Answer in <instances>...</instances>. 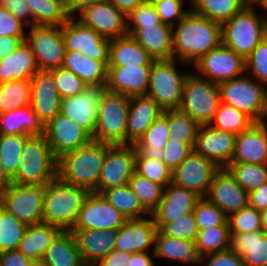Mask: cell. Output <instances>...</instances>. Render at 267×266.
Listing matches in <instances>:
<instances>
[{
	"instance_id": "obj_1",
	"label": "cell",
	"mask_w": 267,
	"mask_h": 266,
	"mask_svg": "<svg viewBox=\"0 0 267 266\" xmlns=\"http://www.w3.org/2000/svg\"><path fill=\"white\" fill-rule=\"evenodd\" d=\"M175 26L173 58L188 65H194L222 43L221 25L191 9Z\"/></svg>"
},
{
	"instance_id": "obj_2",
	"label": "cell",
	"mask_w": 267,
	"mask_h": 266,
	"mask_svg": "<svg viewBox=\"0 0 267 266\" xmlns=\"http://www.w3.org/2000/svg\"><path fill=\"white\" fill-rule=\"evenodd\" d=\"M110 144L91 140L77 150L57 158V177L98 193L99 175Z\"/></svg>"
},
{
	"instance_id": "obj_3",
	"label": "cell",
	"mask_w": 267,
	"mask_h": 266,
	"mask_svg": "<svg viewBox=\"0 0 267 266\" xmlns=\"http://www.w3.org/2000/svg\"><path fill=\"white\" fill-rule=\"evenodd\" d=\"M89 194L88 189L63 182L56 177L46 185L42 222L70 231Z\"/></svg>"
},
{
	"instance_id": "obj_4",
	"label": "cell",
	"mask_w": 267,
	"mask_h": 266,
	"mask_svg": "<svg viewBox=\"0 0 267 266\" xmlns=\"http://www.w3.org/2000/svg\"><path fill=\"white\" fill-rule=\"evenodd\" d=\"M57 177V158L54 156L44 134L30 136L23 147L13 183L44 185Z\"/></svg>"
},
{
	"instance_id": "obj_5",
	"label": "cell",
	"mask_w": 267,
	"mask_h": 266,
	"mask_svg": "<svg viewBox=\"0 0 267 266\" xmlns=\"http://www.w3.org/2000/svg\"><path fill=\"white\" fill-rule=\"evenodd\" d=\"M222 43L246 59L266 37L265 15L255 7H243L221 25Z\"/></svg>"
},
{
	"instance_id": "obj_6",
	"label": "cell",
	"mask_w": 267,
	"mask_h": 266,
	"mask_svg": "<svg viewBox=\"0 0 267 266\" xmlns=\"http://www.w3.org/2000/svg\"><path fill=\"white\" fill-rule=\"evenodd\" d=\"M221 102L244 112L254 122L267 119V87L255 78L243 74L219 84Z\"/></svg>"
},
{
	"instance_id": "obj_7",
	"label": "cell",
	"mask_w": 267,
	"mask_h": 266,
	"mask_svg": "<svg viewBox=\"0 0 267 266\" xmlns=\"http://www.w3.org/2000/svg\"><path fill=\"white\" fill-rule=\"evenodd\" d=\"M131 97L105 91L98 111L92 140L126 145V128Z\"/></svg>"
},
{
	"instance_id": "obj_8",
	"label": "cell",
	"mask_w": 267,
	"mask_h": 266,
	"mask_svg": "<svg viewBox=\"0 0 267 266\" xmlns=\"http://www.w3.org/2000/svg\"><path fill=\"white\" fill-rule=\"evenodd\" d=\"M221 103L219 84L189 73L183 85L179 109L199 125L209 124Z\"/></svg>"
},
{
	"instance_id": "obj_9",
	"label": "cell",
	"mask_w": 267,
	"mask_h": 266,
	"mask_svg": "<svg viewBox=\"0 0 267 266\" xmlns=\"http://www.w3.org/2000/svg\"><path fill=\"white\" fill-rule=\"evenodd\" d=\"M176 62L190 66L173 58L154 60L150 70L147 96L151 97L163 110L179 109L184 81L190 73L179 72Z\"/></svg>"
},
{
	"instance_id": "obj_10",
	"label": "cell",
	"mask_w": 267,
	"mask_h": 266,
	"mask_svg": "<svg viewBox=\"0 0 267 266\" xmlns=\"http://www.w3.org/2000/svg\"><path fill=\"white\" fill-rule=\"evenodd\" d=\"M46 186L12 183L1 190L2 208L30 226L42 222Z\"/></svg>"
},
{
	"instance_id": "obj_11",
	"label": "cell",
	"mask_w": 267,
	"mask_h": 266,
	"mask_svg": "<svg viewBox=\"0 0 267 266\" xmlns=\"http://www.w3.org/2000/svg\"><path fill=\"white\" fill-rule=\"evenodd\" d=\"M25 41L35 56L39 70H52L62 67L65 56V43L61 26L29 27Z\"/></svg>"
},
{
	"instance_id": "obj_12",
	"label": "cell",
	"mask_w": 267,
	"mask_h": 266,
	"mask_svg": "<svg viewBox=\"0 0 267 266\" xmlns=\"http://www.w3.org/2000/svg\"><path fill=\"white\" fill-rule=\"evenodd\" d=\"M197 76L220 84L245 73V59L231 48L220 43L202 56L195 64Z\"/></svg>"
},
{
	"instance_id": "obj_13",
	"label": "cell",
	"mask_w": 267,
	"mask_h": 266,
	"mask_svg": "<svg viewBox=\"0 0 267 266\" xmlns=\"http://www.w3.org/2000/svg\"><path fill=\"white\" fill-rule=\"evenodd\" d=\"M65 51H79L90 59L109 64L110 40L85 26L75 16L61 26Z\"/></svg>"
},
{
	"instance_id": "obj_14",
	"label": "cell",
	"mask_w": 267,
	"mask_h": 266,
	"mask_svg": "<svg viewBox=\"0 0 267 266\" xmlns=\"http://www.w3.org/2000/svg\"><path fill=\"white\" fill-rule=\"evenodd\" d=\"M128 218L112 206L101 193L90 192L71 230H117Z\"/></svg>"
},
{
	"instance_id": "obj_15",
	"label": "cell",
	"mask_w": 267,
	"mask_h": 266,
	"mask_svg": "<svg viewBox=\"0 0 267 266\" xmlns=\"http://www.w3.org/2000/svg\"><path fill=\"white\" fill-rule=\"evenodd\" d=\"M135 157L133 144L110 145L100 171L98 193L127 184L135 171Z\"/></svg>"
},
{
	"instance_id": "obj_16",
	"label": "cell",
	"mask_w": 267,
	"mask_h": 266,
	"mask_svg": "<svg viewBox=\"0 0 267 266\" xmlns=\"http://www.w3.org/2000/svg\"><path fill=\"white\" fill-rule=\"evenodd\" d=\"M105 91L106 86H87L81 94L62 98L60 113L93 136Z\"/></svg>"
},
{
	"instance_id": "obj_17",
	"label": "cell",
	"mask_w": 267,
	"mask_h": 266,
	"mask_svg": "<svg viewBox=\"0 0 267 266\" xmlns=\"http://www.w3.org/2000/svg\"><path fill=\"white\" fill-rule=\"evenodd\" d=\"M220 168L194 150L172 171V183L190 189L201 197H205Z\"/></svg>"
},
{
	"instance_id": "obj_18",
	"label": "cell",
	"mask_w": 267,
	"mask_h": 266,
	"mask_svg": "<svg viewBox=\"0 0 267 266\" xmlns=\"http://www.w3.org/2000/svg\"><path fill=\"white\" fill-rule=\"evenodd\" d=\"M78 14L75 18L109 40L128 34L127 16L108 0L85 7Z\"/></svg>"
},
{
	"instance_id": "obj_19",
	"label": "cell",
	"mask_w": 267,
	"mask_h": 266,
	"mask_svg": "<svg viewBox=\"0 0 267 266\" xmlns=\"http://www.w3.org/2000/svg\"><path fill=\"white\" fill-rule=\"evenodd\" d=\"M44 135L56 158L77 150L92 140V136L78 123H74L61 113L44 126Z\"/></svg>"
},
{
	"instance_id": "obj_20",
	"label": "cell",
	"mask_w": 267,
	"mask_h": 266,
	"mask_svg": "<svg viewBox=\"0 0 267 266\" xmlns=\"http://www.w3.org/2000/svg\"><path fill=\"white\" fill-rule=\"evenodd\" d=\"M236 137L234 133L215 129L209 124L200 125L193 150L219 168H226L235 152Z\"/></svg>"
},
{
	"instance_id": "obj_21",
	"label": "cell",
	"mask_w": 267,
	"mask_h": 266,
	"mask_svg": "<svg viewBox=\"0 0 267 266\" xmlns=\"http://www.w3.org/2000/svg\"><path fill=\"white\" fill-rule=\"evenodd\" d=\"M205 197L227 216L249 205L248 192L227 168H220L215 173Z\"/></svg>"
},
{
	"instance_id": "obj_22",
	"label": "cell",
	"mask_w": 267,
	"mask_h": 266,
	"mask_svg": "<svg viewBox=\"0 0 267 266\" xmlns=\"http://www.w3.org/2000/svg\"><path fill=\"white\" fill-rule=\"evenodd\" d=\"M30 82V106L45 126L60 113L62 97L57 90L52 73L48 70H38Z\"/></svg>"
},
{
	"instance_id": "obj_23",
	"label": "cell",
	"mask_w": 267,
	"mask_h": 266,
	"mask_svg": "<svg viewBox=\"0 0 267 266\" xmlns=\"http://www.w3.org/2000/svg\"><path fill=\"white\" fill-rule=\"evenodd\" d=\"M157 230L152 215L141 219H128L117 229L115 249L133 254L148 252L152 247L154 253Z\"/></svg>"
},
{
	"instance_id": "obj_24",
	"label": "cell",
	"mask_w": 267,
	"mask_h": 266,
	"mask_svg": "<svg viewBox=\"0 0 267 266\" xmlns=\"http://www.w3.org/2000/svg\"><path fill=\"white\" fill-rule=\"evenodd\" d=\"M152 66H108L106 90L126 96L147 95Z\"/></svg>"
},
{
	"instance_id": "obj_25",
	"label": "cell",
	"mask_w": 267,
	"mask_h": 266,
	"mask_svg": "<svg viewBox=\"0 0 267 266\" xmlns=\"http://www.w3.org/2000/svg\"><path fill=\"white\" fill-rule=\"evenodd\" d=\"M200 198L201 196L194 191L171 182L164 188L163 197L151 214L154 222L169 223L185 214L193 213Z\"/></svg>"
},
{
	"instance_id": "obj_26",
	"label": "cell",
	"mask_w": 267,
	"mask_h": 266,
	"mask_svg": "<svg viewBox=\"0 0 267 266\" xmlns=\"http://www.w3.org/2000/svg\"><path fill=\"white\" fill-rule=\"evenodd\" d=\"M231 163L267 164V122H254L236 137Z\"/></svg>"
},
{
	"instance_id": "obj_27",
	"label": "cell",
	"mask_w": 267,
	"mask_h": 266,
	"mask_svg": "<svg viewBox=\"0 0 267 266\" xmlns=\"http://www.w3.org/2000/svg\"><path fill=\"white\" fill-rule=\"evenodd\" d=\"M127 32L147 51L153 60L173 59L172 27L159 23L142 28H127Z\"/></svg>"
},
{
	"instance_id": "obj_28",
	"label": "cell",
	"mask_w": 267,
	"mask_h": 266,
	"mask_svg": "<svg viewBox=\"0 0 267 266\" xmlns=\"http://www.w3.org/2000/svg\"><path fill=\"white\" fill-rule=\"evenodd\" d=\"M74 233L83 262L94 266L107 256L116 245L117 230H70Z\"/></svg>"
},
{
	"instance_id": "obj_29",
	"label": "cell",
	"mask_w": 267,
	"mask_h": 266,
	"mask_svg": "<svg viewBox=\"0 0 267 266\" xmlns=\"http://www.w3.org/2000/svg\"><path fill=\"white\" fill-rule=\"evenodd\" d=\"M163 111L147 95L132 96L127 119L126 145H134Z\"/></svg>"
},
{
	"instance_id": "obj_30",
	"label": "cell",
	"mask_w": 267,
	"mask_h": 266,
	"mask_svg": "<svg viewBox=\"0 0 267 266\" xmlns=\"http://www.w3.org/2000/svg\"><path fill=\"white\" fill-rule=\"evenodd\" d=\"M38 70L35 56L24 41L15 51L0 60V83L31 80Z\"/></svg>"
},
{
	"instance_id": "obj_31",
	"label": "cell",
	"mask_w": 267,
	"mask_h": 266,
	"mask_svg": "<svg viewBox=\"0 0 267 266\" xmlns=\"http://www.w3.org/2000/svg\"><path fill=\"white\" fill-rule=\"evenodd\" d=\"M62 67L71 70L87 86H106L108 65L104 61L90 59L79 51H65Z\"/></svg>"
},
{
	"instance_id": "obj_32",
	"label": "cell",
	"mask_w": 267,
	"mask_h": 266,
	"mask_svg": "<svg viewBox=\"0 0 267 266\" xmlns=\"http://www.w3.org/2000/svg\"><path fill=\"white\" fill-rule=\"evenodd\" d=\"M230 248L245 266H267V234L263 230L231 234Z\"/></svg>"
},
{
	"instance_id": "obj_33",
	"label": "cell",
	"mask_w": 267,
	"mask_h": 266,
	"mask_svg": "<svg viewBox=\"0 0 267 266\" xmlns=\"http://www.w3.org/2000/svg\"><path fill=\"white\" fill-rule=\"evenodd\" d=\"M152 57L129 34L110 40L108 66H152Z\"/></svg>"
},
{
	"instance_id": "obj_34",
	"label": "cell",
	"mask_w": 267,
	"mask_h": 266,
	"mask_svg": "<svg viewBox=\"0 0 267 266\" xmlns=\"http://www.w3.org/2000/svg\"><path fill=\"white\" fill-rule=\"evenodd\" d=\"M47 266H87L81 257L72 231H61L45 251L42 259Z\"/></svg>"
},
{
	"instance_id": "obj_35",
	"label": "cell",
	"mask_w": 267,
	"mask_h": 266,
	"mask_svg": "<svg viewBox=\"0 0 267 266\" xmlns=\"http://www.w3.org/2000/svg\"><path fill=\"white\" fill-rule=\"evenodd\" d=\"M62 230L52 224L39 222L27 227L17 250L32 262L40 261L55 237Z\"/></svg>"
},
{
	"instance_id": "obj_36",
	"label": "cell",
	"mask_w": 267,
	"mask_h": 266,
	"mask_svg": "<svg viewBox=\"0 0 267 266\" xmlns=\"http://www.w3.org/2000/svg\"><path fill=\"white\" fill-rule=\"evenodd\" d=\"M44 125L31 106L0 114V135H42Z\"/></svg>"
},
{
	"instance_id": "obj_37",
	"label": "cell",
	"mask_w": 267,
	"mask_h": 266,
	"mask_svg": "<svg viewBox=\"0 0 267 266\" xmlns=\"http://www.w3.org/2000/svg\"><path fill=\"white\" fill-rule=\"evenodd\" d=\"M169 137L168 110H164L134 146L142 157L163 161V147Z\"/></svg>"
},
{
	"instance_id": "obj_38",
	"label": "cell",
	"mask_w": 267,
	"mask_h": 266,
	"mask_svg": "<svg viewBox=\"0 0 267 266\" xmlns=\"http://www.w3.org/2000/svg\"><path fill=\"white\" fill-rule=\"evenodd\" d=\"M154 257L183 264H199L195 241L178 239L163 235L157 230L154 245Z\"/></svg>"
},
{
	"instance_id": "obj_39",
	"label": "cell",
	"mask_w": 267,
	"mask_h": 266,
	"mask_svg": "<svg viewBox=\"0 0 267 266\" xmlns=\"http://www.w3.org/2000/svg\"><path fill=\"white\" fill-rule=\"evenodd\" d=\"M101 195L128 219H141L151 214L142 206L129 184H124L101 192ZM143 216V217H142Z\"/></svg>"
},
{
	"instance_id": "obj_40",
	"label": "cell",
	"mask_w": 267,
	"mask_h": 266,
	"mask_svg": "<svg viewBox=\"0 0 267 266\" xmlns=\"http://www.w3.org/2000/svg\"><path fill=\"white\" fill-rule=\"evenodd\" d=\"M33 26H62L69 19L65 0H26Z\"/></svg>"
},
{
	"instance_id": "obj_41",
	"label": "cell",
	"mask_w": 267,
	"mask_h": 266,
	"mask_svg": "<svg viewBox=\"0 0 267 266\" xmlns=\"http://www.w3.org/2000/svg\"><path fill=\"white\" fill-rule=\"evenodd\" d=\"M193 12L222 25L243 7L242 0H191Z\"/></svg>"
},
{
	"instance_id": "obj_42",
	"label": "cell",
	"mask_w": 267,
	"mask_h": 266,
	"mask_svg": "<svg viewBox=\"0 0 267 266\" xmlns=\"http://www.w3.org/2000/svg\"><path fill=\"white\" fill-rule=\"evenodd\" d=\"M231 234L229 225L213 226L199 230L195 240V248L199 258L230 249Z\"/></svg>"
},
{
	"instance_id": "obj_43",
	"label": "cell",
	"mask_w": 267,
	"mask_h": 266,
	"mask_svg": "<svg viewBox=\"0 0 267 266\" xmlns=\"http://www.w3.org/2000/svg\"><path fill=\"white\" fill-rule=\"evenodd\" d=\"M30 101V80H14L0 83V114L29 106Z\"/></svg>"
},
{
	"instance_id": "obj_44",
	"label": "cell",
	"mask_w": 267,
	"mask_h": 266,
	"mask_svg": "<svg viewBox=\"0 0 267 266\" xmlns=\"http://www.w3.org/2000/svg\"><path fill=\"white\" fill-rule=\"evenodd\" d=\"M253 123L254 121L244 112L221 102L209 125L218 130L239 135Z\"/></svg>"
},
{
	"instance_id": "obj_45",
	"label": "cell",
	"mask_w": 267,
	"mask_h": 266,
	"mask_svg": "<svg viewBox=\"0 0 267 266\" xmlns=\"http://www.w3.org/2000/svg\"><path fill=\"white\" fill-rule=\"evenodd\" d=\"M169 140H178L194 148L199 124L181 109H168Z\"/></svg>"
},
{
	"instance_id": "obj_46",
	"label": "cell",
	"mask_w": 267,
	"mask_h": 266,
	"mask_svg": "<svg viewBox=\"0 0 267 266\" xmlns=\"http://www.w3.org/2000/svg\"><path fill=\"white\" fill-rule=\"evenodd\" d=\"M128 184L132 192L139 198L142 206L152 214L163 197L164 187L137 174L135 171Z\"/></svg>"
},
{
	"instance_id": "obj_47",
	"label": "cell",
	"mask_w": 267,
	"mask_h": 266,
	"mask_svg": "<svg viewBox=\"0 0 267 266\" xmlns=\"http://www.w3.org/2000/svg\"><path fill=\"white\" fill-rule=\"evenodd\" d=\"M226 168L248 193L267 183V164L230 163Z\"/></svg>"
},
{
	"instance_id": "obj_48",
	"label": "cell",
	"mask_w": 267,
	"mask_h": 266,
	"mask_svg": "<svg viewBox=\"0 0 267 266\" xmlns=\"http://www.w3.org/2000/svg\"><path fill=\"white\" fill-rule=\"evenodd\" d=\"M27 225L21 222L13 214L4 208L0 209V253L17 250L18 245L27 229Z\"/></svg>"
},
{
	"instance_id": "obj_49",
	"label": "cell",
	"mask_w": 267,
	"mask_h": 266,
	"mask_svg": "<svg viewBox=\"0 0 267 266\" xmlns=\"http://www.w3.org/2000/svg\"><path fill=\"white\" fill-rule=\"evenodd\" d=\"M29 137V135H0V158L10 177L17 171L23 147Z\"/></svg>"
},
{
	"instance_id": "obj_50",
	"label": "cell",
	"mask_w": 267,
	"mask_h": 266,
	"mask_svg": "<svg viewBox=\"0 0 267 266\" xmlns=\"http://www.w3.org/2000/svg\"><path fill=\"white\" fill-rule=\"evenodd\" d=\"M135 172L164 188L172 182V171L163 161L142 157L137 151Z\"/></svg>"
},
{
	"instance_id": "obj_51",
	"label": "cell",
	"mask_w": 267,
	"mask_h": 266,
	"mask_svg": "<svg viewBox=\"0 0 267 266\" xmlns=\"http://www.w3.org/2000/svg\"><path fill=\"white\" fill-rule=\"evenodd\" d=\"M198 230H204L218 225H229L228 216L206 197H201L193 211Z\"/></svg>"
},
{
	"instance_id": "obj_52",
	"label": "cell",
	"mask_w": 267,
	"mask_h": 266,
	"mask_svg": "<svg viewBox=\"0 0 267 266\" xmlns=\"http://www.w3.org/2000/svg\"><path fill=\"white\" fill-rule=\"evenodd\" d=\"M230 234L262 230L261 213L251 206H246L228 216Z\"/></svg>"
},
{
	"instance_id": "obj_53",
	"label": "cell",
	"mask_w": 267,
	"mask_h": 266,
	"mask_svg": "<svg viewBox=\"0 0 267 266\" xmlns=\"http://www.w3.org/2000/svg\"><path fill=\"white\" fill-rule=\"evenodd\" d=\"M155 225L163 235L190 241L196 240L199 231L193 213L185 214L169 223Z\"/></svg>"
},
{
	"instance_id": "obj_54",
	"label": "cell",
	"mask_w": 267,
	"mask_h": 266,
	"mask_svg": "<svg viewBox=\"0 0 267 266\" xmlns=\"http://www.w3.org/2000/svg\"><path fill=\"white\" fill-rule=\"evenodd\" d=\"M267 87V36L245 59V73Z\"/></svg>"
},
{
	"instance_id": "obj_55",
	"label": "cell",
	"mask_w": 267,
	"mask_h": 266,
	"mask_svg": "<svg viewBox=\"0 0 267 266\" xmlns=\"http://www.w3.org/2000/svg\"><path fill=\"white\" fill-rule=\"evenodd\" d=\"M49 71L62 98L81 94L87 88L84 81L71 70L60 67Z\"/></svg>"
},
{
	"instance_id": "obj_56",
	"label": "cell",
	"mask_w": 267,
	"mask_h": 266,
	"mask_svg": "<svg viewBox=\"0 0 267 266\" xmlns=\"http://www.w3.org/2000/svg\"><path fill=\"white\" fill-rule=\"evenodd\" d=\"M161 23L174 27L189 11L184 9V0H151ZM190 2V0H189Z\"/></svg>"
},
{
	"instance_id": "obj_57",
	"label": "cell",
	"mask_w": 267,
	"mask_h": 266,
	"mask_svg": "<svg viewBox=\"0 0 267 266\" xmlns=\"http://www.w3.org/2000/svg\"><path fill=\"white\" fill-rule=\"evenodd\" d=\"M161 23L154 4L147 0L127 16V28H142Z\"/></svg>"
},
{
	"instance_id": "obj_58",
	"label": "cell",
	"mask_w": 267,
	"mask_h": 266,
	"mask_svg": "<svg viewBox=\"0 0 267 266\" xmlns=\"http://www.w3.org/2000/svg\"><path fill=\"white\" fill-rule=\"evenodd\" d=\"M192 151L193 148L186 143L178 140H168L163 147V162L171 171H174Z\"/></svg>"
},
{
	"instance_id": "obj_59",
	"label": "cell",
	"mask_w": 267,
	"mask_h": 266,
	"mask_svg": "<svg viewBox=\"0 0 267 266\" xmlns=\"http://www.w3.org/2000/svg\"><path fill=\"white\" fill-rule=\"evenodd\" d=\"M25 27L9 10L0 6V36L19 37L24 42Z\"/></svg>"
},
{
	"instance_id": "obj_60",
	"label": "cell",
	"mask_w": 267,
	"mask_h": 266,
	"mask_svg": "<svg viewBox=\"0 0 267 266\" xmlns=\"http://www.w3.org/2000/svg\"><path fill=\"white\" fill-rule=\"evenodd\" d=\"M201 263H206V266H245L241 256L231 248L203 256L199 259V264Z\"/></svg>"
},
{
	"instance_id": "obj_61",
	"label": "cell",
	"mask_w": 267,
	"mask_h": 266,
	"mask_svg": "<svg viewBox=\"0 0 267 266\" xmlns=\"http://www.w3.org/2000/svg\"><path fill=\"white\" fill-rule=\"evenodd\" d=\"M0 6L9 10L23 25L32 27V13L26 0H0Z\"/></svg>"
},
{
	"instance_id": "obj_62",
	"label": "cell",
	"mask_w": 267,
	"mask_h": 266,
	"mask_svg": "<svg viewBox=\"0 0 267 266\" xmlns=\"http://www.w3.org/2000/svg\"><path fill=\"white\" fill-rule=\"evenodd\" d=\"M132 253L113 249L107 256L99 260L94 266H128Z\"/></svg>"
},
{
	"instance_id": "obj_63",
	"label": "cell",
	"mask_w": 267,
	"mask_h": 266,
	"mask_svg": "<svg viewBox=\"0 0 267 266\" xmlns=\"http://www.w3.org/2000/svg\"><path fill=\"white\" fill-rule=\"evenodd\" d=\"M31 264L32 261L18 250L0 253V266H30Z\"/></svg>"
},
{
	"instance_id": "obj_64",
	"label": "cell",
	"mask_w": 267,
	"mask_h": 266,
	"mask_svg": "<svg viewBox=\"0 0 267 266\" xmlns=\"http://www.w3.org/2000/svg\"><path fill=\"white\" fill-rule=\"evenodd\" d=\"M249 206L261 211L267 208V183L248 193Z\"/></svg>"
},
{
	"instance_id": "obj_65",
	"label": "cell",
	"mask_w": 267,
	"mask_h": 266,
	"mask_svg": "<svg viewBox=\"0 0 267 266\" xmlns=\"http://www.w3.org/2000/svg\"><path fill=\"white\" fill-rule=\"evenodd\" d=\"M22 43L19 37L0 36V60L15 51Z\"/></svg>"
},
{
	"instance_id": "obj_66",
	"label": "cell",
	"mask_w": 267,
	"mask_h": 266,
	"mask_svg": "<svg viewBox=\"0 0 267 266\" xmlns=\"http://www.w3.org/2000/svg\"><path fill=\"white\" fill-rule=\"evenodd\" d=\"M103 1L105 0H65V5L69 16H78V13L85 7L95 5Z\"/></svg>"
},
{
	"instance_id": "obj_67",
	"label": "cell",
	"mask_w": 267,
	"mask_h": 266,
	"mask_svg": "<svg viewBox=\"0 0 267 266\" xmlns=\"http://www.w3.org/2000/svg\"><path fill=\"white\" fill-rule=\"evenodd\" d=\"M123 14L128 16L139 5L143 4L147 0H108Z\"/></svg>"
},
{
	"instance_id": "obj_68",
	"label": "cell",
	"mask_w": 267,
	"mask_h": 266,
	"mask_svg": "<svg viewBox=\"0 0 267 266\" xmlns=\"http://www.w3.org/2000/svg\"><path fill=\"white\" fill-rule=\"evenodd\" d=\"M152 254L151 256L148 252L133 253L128 266H155L154 253Z\"/></svg>"
},
{
	"instance_id": "obj_69",
	"label": "cell",
	"mask_w": 267,
	"mask_h": 266,
	"mask_svg": "<svg viewBox=\"0 0 267 266\" xmlns=\"http://www.w3.org/2000/svg\"><path fill=\"white\" fill-rule=\"evenodd\" d=\"M12 183V178L5 171L2 160L0 158V190L7 188Z\"/></svg>"
},
{
	"instance_id": "obj_70",
	"label": "cell",
	"mask_w": 267,
	"mask_h": 266,
	"mask_svg": "<svg viewBox=\"0 0 267 266\" xmlns=\"http://www.w3.org/2000/svg\"><path fill=\"white\" fill-rule=\"evenodd\" d=\"M244 7H256L262 8L267 0H242Z\"/></svg>"
},
{
	"instance_id": "obj_71",
	"label": "cell",
	"mask_w": 267,
	"mask_h": 266,
	"mask_svg": "<svg viewBox=\"0 0 267 266\" xmlns=\"http://www.w3.org/2000/svg\"><path fill=\"white\" fill-rule=\"evenodd\" d=\"M262 230L267 234V208L260 211Z\"/></svg>"
},
{
	"instance_id": "obj_72",
	"label": "cell",
	"mask_w": 267,
	"mask_h": 266,
	"mask_svg": "<svg viewBox=\"0 0 267 266\" xmlns=\"http://www.w3.org/2000/svg\"><path fill=\"white\" fill-rule=\"evenodd\" d=\"M30 266H47L42 260L32 262Z\"/></svg>"
},
{
	"instance_id": "obj_73",
	"label": "cell",
	"mask_w": 267,
	"mask_h": 266,
	"mask_svg": "<svg viewBox=\"0 0 267 266\" xmlns=\"http://www.w3.org/2000/svg\"><path fill=\"white\" fill-rule=\"evenodd\" d=\"M265 13H267V2L265 3V5L261 8Z\"/></svg>"
},
{
	"instance_id": "obj_74",
	"label": "cell",
	"mask_w": 267,
	"mask_h": 266,
	"mask_svg": "<svg viewBox=\"0 0 267 266\" xmlns=\"http://www.w3.org/2000/svg\"><path fill=\"white\" fill-rule=\"evenodd\" d=\"M2 208V196H1V190H0V209Z\"/></svg>"
},
{
	"instance_id": "obj_75",
	"label": "cell",
	"mask_w": 267,
	"mask_h": 266,
	"mask_svg": "<svg viewBox=\"0 0 267 266\" xmlns=\"http://www.w3.org/2000/svg\"><path fill=\"white\" fill-rule=\"evenodd\" d=\"M265 24H266V36H267V15L265 16Z\"/></svg>"
}]
</instances>
